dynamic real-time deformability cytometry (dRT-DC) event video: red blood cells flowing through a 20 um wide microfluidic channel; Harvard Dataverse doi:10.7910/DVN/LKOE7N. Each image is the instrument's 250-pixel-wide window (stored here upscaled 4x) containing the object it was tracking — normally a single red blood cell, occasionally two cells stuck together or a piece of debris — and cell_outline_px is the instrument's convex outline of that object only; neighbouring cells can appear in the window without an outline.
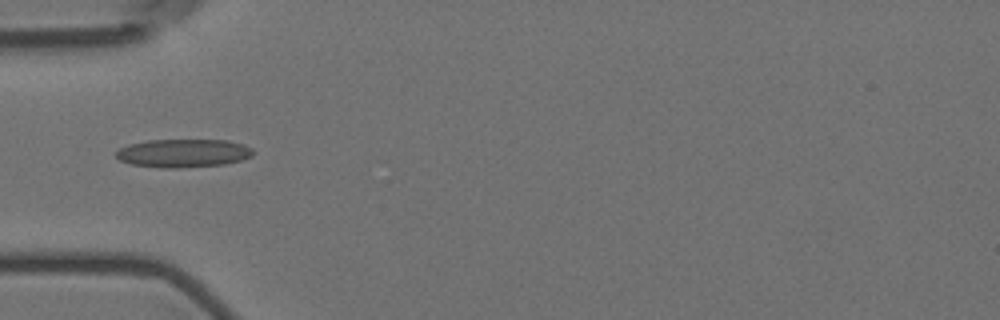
{"species": "Egyptian fruit bat (a non-hibernating species)", "species_latin": "Rousettus aegyptiacus", "temperature_condition": "room temperature", "stored_images_in_passage": 6, "camera_frame_rate_fps": 3000, "um_per_image_px": 0.085, "animal": {"sex": "female"}, "frame": {"image": 1, "passage_image": 5, "time_ms": 4.667, "image_size_px": [1000, 320], "cell_outline_px": [[256, 152], [252, 156], [240, 160], [224, 164], [176, 168], [160, 168], [132, 164], [120, 160], [116, 156], [116, 152], [120, 148], [128, 144], [148, 140], [228, 140], [244, 144], [252, 148]], "centroid_in_image_um": [15.6, 13.01], "position_along_channel_um": 69.4, "area_um2": 22.66}}
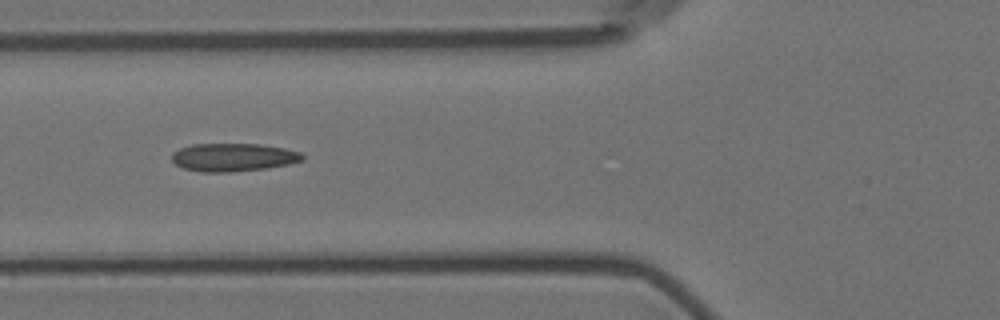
{"frame": {"image": 2, "passage_image": 6, "time_ms": 5.667, "image_size_px": [1000, 320], "cell_outline_px": [[304, 160], [288, 164], [264, 168], [228, 172], [200, 172], [184, 168], [176, 164], [172, 160], [172, 152], [180, 148], [192, 144], [260, 144], [284, 148], [300, 152], [304, 156]], "centroid_in_image_um": [19.81, 13.36], "position_along_channel_um": 106.0, "area_um2": 21.27}}